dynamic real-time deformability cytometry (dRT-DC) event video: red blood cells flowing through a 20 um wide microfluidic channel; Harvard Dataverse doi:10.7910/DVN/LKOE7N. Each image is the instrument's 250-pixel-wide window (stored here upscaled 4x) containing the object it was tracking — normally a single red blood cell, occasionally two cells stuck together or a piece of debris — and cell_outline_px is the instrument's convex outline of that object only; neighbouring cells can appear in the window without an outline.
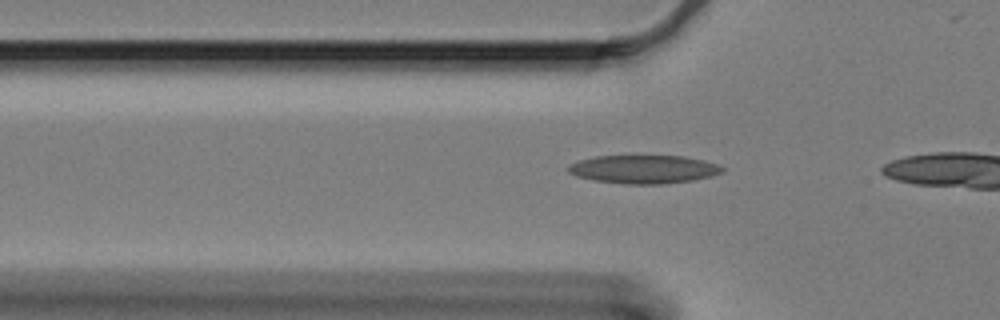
{"species": "Egyptian fruit bat (a non-hibernating species)", "species_latin": "Rousettus aegyptiacus", "temperature_condition": "cold", "stored_images_in_passage": 12, "camera_frame_rate_fps": 3000, "um_per_image_px": 0.085, "animal": {"sex": "female"}, "frame": {"image": 1, "passage_image": 9, "time_ms": 2.667, "image_size_px": [1000, 320], "cell_outline_px": [[724, 172], [712, 176], [692, 180], [664, 184], [624, 184], [592, 180], [576, 176], [568, 172], [568, 164], [580, 160], [596, 156], [684, 156], [704, 160], [716, 164], [724, 168]], "centroid_in_image_um": [54.71, 14.39], "position_along_channel_um": 71.1, "area_um2": 25.55}}